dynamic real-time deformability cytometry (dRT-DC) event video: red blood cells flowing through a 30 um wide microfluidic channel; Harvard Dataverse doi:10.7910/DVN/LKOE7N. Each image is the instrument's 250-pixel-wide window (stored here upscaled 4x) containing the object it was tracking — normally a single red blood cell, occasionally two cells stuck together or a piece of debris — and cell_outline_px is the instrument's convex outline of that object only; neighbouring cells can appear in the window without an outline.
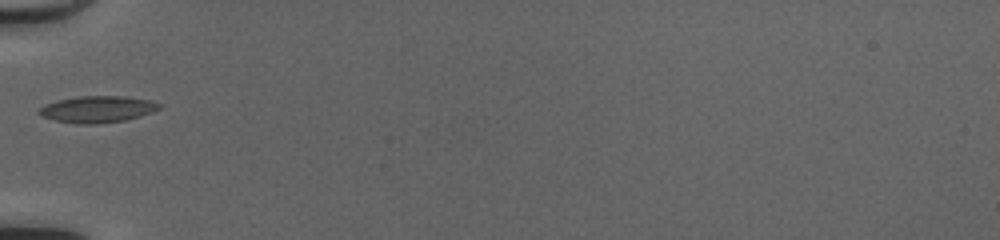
{"species": "common noctule bat (a hibernating species)", "species_latin": "Nyctalus noctula", "temperature_condition": "cold", "stored_images_in_passage": 32, "camera_frame_rate_fps": 3000, "um_per_image_px": 0.085, "animal": {"sex": "female", "body_mass_g": 20.0, "forearm_length_mm": 54.0}, "frame": {"image": 1, "passage_image": 1, "time_ms": 0.0, "image_size_px": [1000, 240], "cell_outline_px": [[164, 104], [160, 108], [152, 112], [124, 120], [96, 124], [76, 124], [56, 120], [40, 116], [36, 112], [44, 104], [56, 100], [80, 96], [124, 96], [152, 100]], "centroid_in_image_um": [8.27, 9.28], "position_along_channel_um": 76.7, "area_um2": 18.79}}
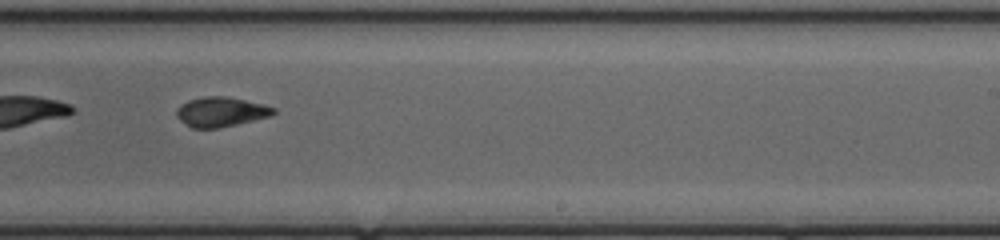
{"frame": {"image": 2, "passage_image": 15, "time_ms": 4.667, "image_size_px": [1000, 240], "cell_outline_px": [[276, 112], [272, 116], [220, 128], [192, 128], [180, 120], [176, 116], [176, 108], [180, 104], [188, 100], [204, 96], [228, 96], [264, 104], [276, 108]], "centroid_in_image_um": [18.79, 9.5], "position_along_channel_um": 270.2, "area_um2": 17.05}}
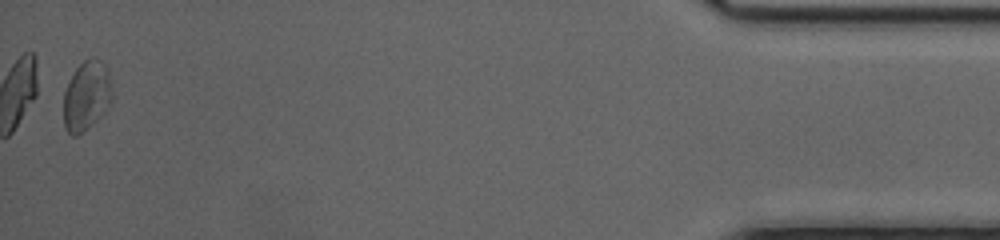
{"frame": {"image": 3, "passage_image": 32, "time_ms": 10.333, "image_size_px": [1000, 240], "cell_outline_px": [[112, 100], [104, 112], [100, 116], [76, 136], [72, 136], [64, 128], [64, 92], [76, 68], [84, 60], [92, 56], [96, 56], [104, 64], [108, 72], [112, 88]], "centroid_in_image_um": [7.36, 8.11], "position_along_channel_um": 427.8, "area_um2": 19.48}, "authors_computed_cell_mechanics": {"area_um2": 16.9932, "velocity_mm_per_s": 4.1569, "shape_relaxation_time_tau1_ms": 6.6083, "shape_relaxation_time_tau2_ms": 1.0307, "deformation_change_tau1": 0.2329, "deformation_change_tau2": 0.0428}}